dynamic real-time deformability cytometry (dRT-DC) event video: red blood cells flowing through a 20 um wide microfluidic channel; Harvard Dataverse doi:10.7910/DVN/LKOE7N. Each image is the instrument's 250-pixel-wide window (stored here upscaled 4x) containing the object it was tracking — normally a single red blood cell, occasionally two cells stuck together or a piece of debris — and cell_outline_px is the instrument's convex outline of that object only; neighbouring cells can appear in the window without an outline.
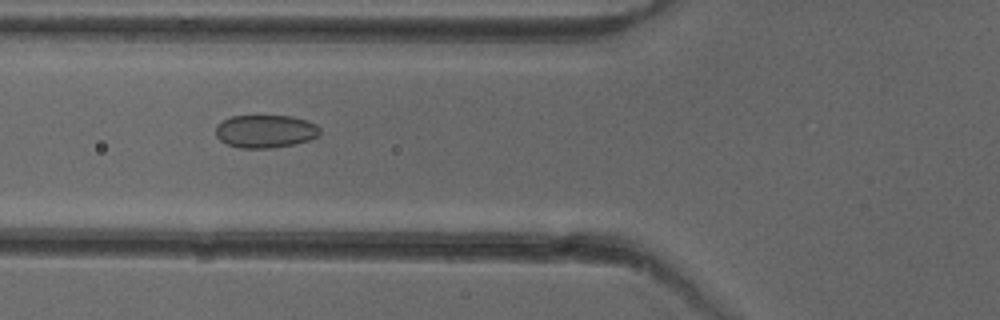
{"species": "common noctule bat (a hibernating species)", "species_latin": "Nyctalus noctula", "temperature_condition": "cold", "stored_images_in_passage": 51, "camera_frame_rate_fps": 3000, "um_per_image_px": 0.085, "animal": {"sex": "female"}, "frame": {"image": 1, "passage_image": 19, "time_ms": 6.0, "image_size_px": [1000, 320], "cell_outline_px": [[320, 136], [308, 140], [292, 144], [272, 148], [240, 148], [228, 144], [220, 140], [216, 136], [216, 124], [232, 116], [292, 116], [308, 120], [316, 124], [320, 128]], "centroid_in_image_um": [22.58, 11.15], "position_along_channel_um": 103.2, "area_um2": 20.06}}
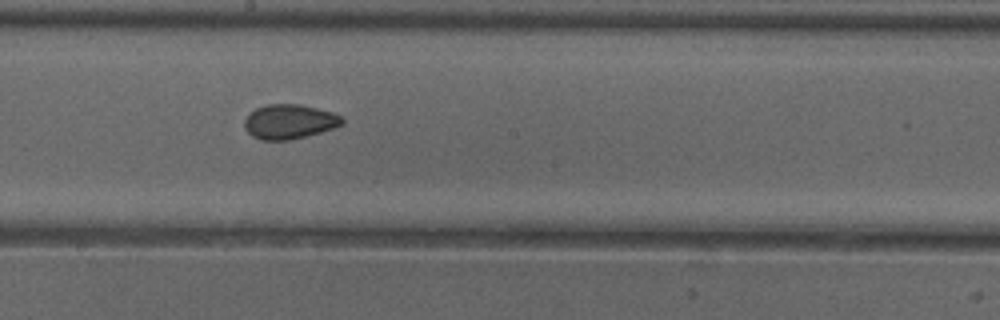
{"frame": {"image": 2, "passage_image": 28, "time_ms": 9.0, "image_size_px": [1000, 320], "cell_outline_px": [[344, 124], [320, 132], [288, 140], [260, 140], [252, 136], [244, 128], [244, 120], [248, 112], [264, 104], [300, 104], [332, 112], [340, 116], [344, 120]], "centroid_in_image_um": [24.54, 10.33], "position_along_channel_um": 223.7, "area_um2": 19.71}}
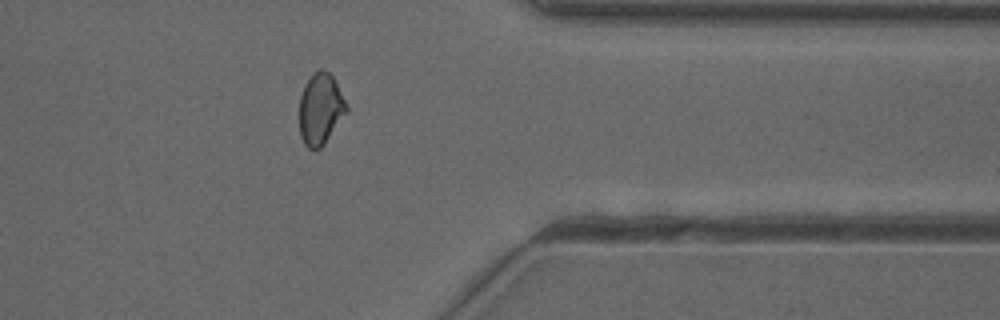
{"frame": {"image": 3, "passage_image": 41, "time_ms": 13.333, "image_size_px": [1000, 320], "cell_outline_px": [[348, 112], [324, 144], [316, 152], [308, 148], [304, 144], [300, 136], [300, 96], [304, 84], [320, 68], [328, 72], [332, 76], [348, 104]], "centroid_in_image_um": [27.25, 9.3], "position_along_channel_um": 384.1, "area_um2": 19.71}, "authors_computed_cell_mechanics": {"area_um2": 19.8254, "velocity_mm_per_s": 3.9959, "shape_relaxation_time_tau1_ms": null, "shape_relaxation_time_tau2_ms": 1.5654, "deformation_change_tau1": null, "deformation_change_tau2": 0.0596}}